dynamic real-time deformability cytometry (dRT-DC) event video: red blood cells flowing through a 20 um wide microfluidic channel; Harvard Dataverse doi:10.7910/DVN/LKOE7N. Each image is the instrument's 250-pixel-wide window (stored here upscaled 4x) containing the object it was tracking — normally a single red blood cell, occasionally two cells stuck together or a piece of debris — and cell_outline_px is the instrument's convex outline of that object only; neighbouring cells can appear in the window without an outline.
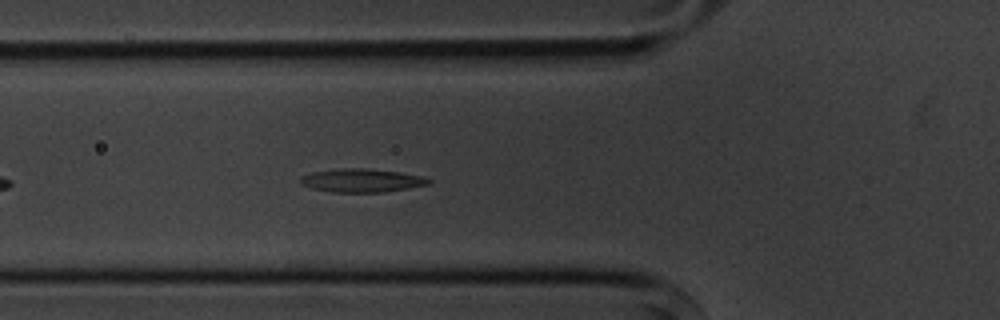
{"species": "common noctule bat (a hibernating species)", "species_latin": "Nyctalus noctula", "temperature_condition": "cold", "stored_images_in_passage": 4, "camera_frame_rate_fps": 3000, "um_per_image_px": 0.085, "animal": {"sex": "male", "body_mass_g": 20.1, "forearm_length_mm": 53.5}, "frame": {"image": 1, "passage_image": 4, "time_ms": 3.333, "image_size_px": [1000, 320], "cell_outline_px": [[432, 180], [428, 184], [408, 188], [384, 192], [328, 192], [312, 188], [300, 184], [300, 176], [312, 172], [344, 168], [368, 168], [400, 172], [424, 176]], "centroid_in_image_um": [30.73, 15.34], "position_along_channel_um": 95.1, "area_um2": 17.57}}